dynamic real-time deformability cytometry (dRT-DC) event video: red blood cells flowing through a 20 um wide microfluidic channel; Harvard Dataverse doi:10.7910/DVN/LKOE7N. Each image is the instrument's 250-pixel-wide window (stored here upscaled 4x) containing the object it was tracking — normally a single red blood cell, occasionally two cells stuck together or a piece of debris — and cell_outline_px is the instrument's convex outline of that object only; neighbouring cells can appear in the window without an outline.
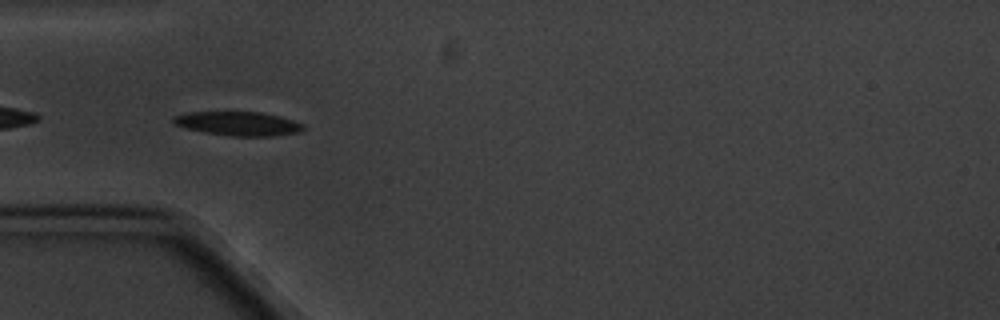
{"species": "common noctule bat (a hibernating species)", "species_latin": "Nyctalus noctula", "temperature_condition": "cold", "stored_images_in_passage": 3, "camera_frame_rate_fps": 3000, "um_per_image_px": 0.085, "animal": {"sex": "male", "body_mass_g": 20.1, "forearm_length_mm": 53.5}, "frame": {"image": 1, "passage_image": 2, "time_ms": 1.333, "image_size_px": [1000, 320], "cell_outline_px": [[304, 128], [300, 132], [272, 136], [228, 136], [204, 132], [184, 128], [176, 124], [172, 120], [172, 116], [188, 112], [260, 112], [280, 116], [304, 124]], "centroid_in_image_um": [20.24, 10.51], "position_along_channel_um": 64.8, "area_um2": 18.21}}